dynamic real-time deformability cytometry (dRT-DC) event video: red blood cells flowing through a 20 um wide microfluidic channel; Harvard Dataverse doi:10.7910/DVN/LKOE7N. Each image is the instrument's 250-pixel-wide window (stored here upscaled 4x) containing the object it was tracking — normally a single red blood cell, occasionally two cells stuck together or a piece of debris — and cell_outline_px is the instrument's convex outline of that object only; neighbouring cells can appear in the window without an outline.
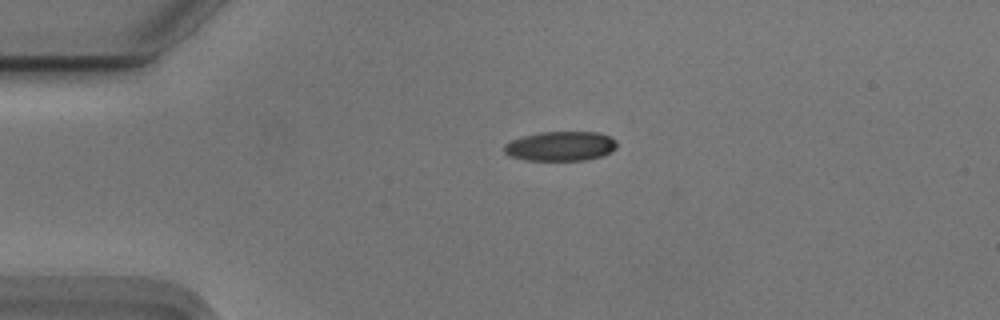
{"species": "Egyptian fruit bat (a non-hibernating species)", "species_latin": "Rousettus aegyptiacus", "temperature_condition": "cold", "stored_images_in_passage": 38, "camera_frame_rate_fps": 3000, "um_per_image_px": 0.085, "animal": {"sex": "male"}, "frame": {"image": 1, "passage_image": 1, "time_ms": 0.0, "image_size_px": [1000, 320], "cell_outline_px": [[616, 148], [612, 152], [600, 156], [584, 160], [528, 160], [508, 156], [504, 152], [504, 144], [512, 140], [524, 136], [540, 132], [596, 132], [608, 136], [616, 140]], "centroid_in_image_um": [47.64, 12.42], "position_along_channel_um": 37.4, "area_um2": 19.31}}
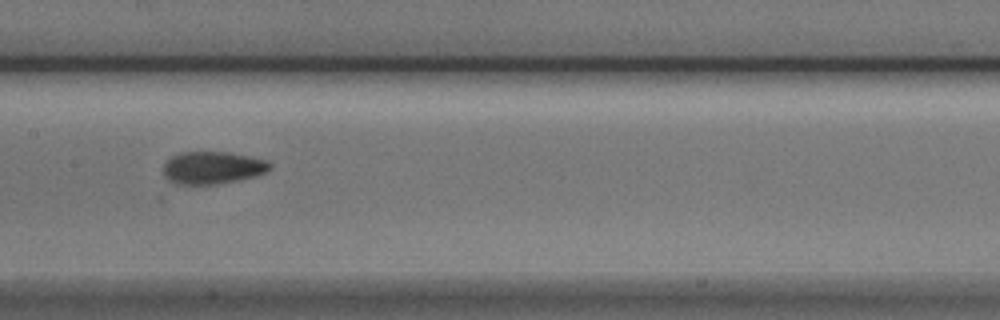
{"frame": {"image": 2, "passage_image": 16, "time_ms": 5.0, "image_size_px": [1000, 320], "cell_outline_px": [[272, 168], [256, 176], [216, 184], [176, 184], [168, 180], [164, 176], [164, 164], [172, 156], [180, 152], [228, 152], [268, 160], [272, 164]], "centroid_in_image_um": [18.07, 14.25], "position_along_channel_um": 189.3, "area_um2": 20.11}}
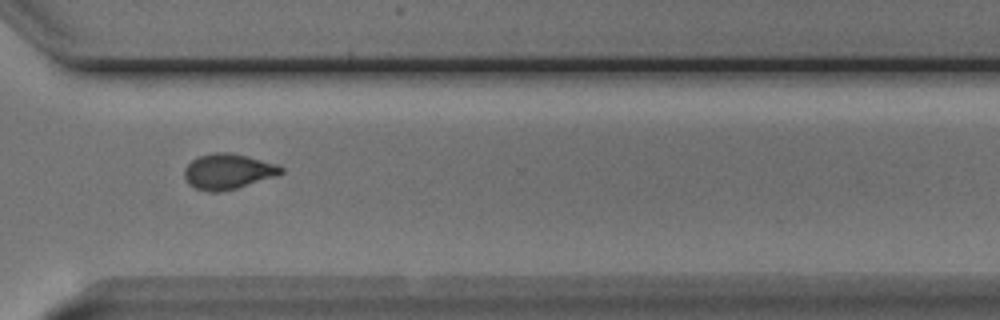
{"frame": {"image": 3, "passage_image": 29, "time_ms": 9.333, "image_size_px": [1000, 320], "cell_outline_px": [[284, 172], [276, 176], [236, 188], [220, 192], [208, 192], [196, 188], [188, 184], [184, 176], [184, 168], [192, 160], [200, 156], [212, 152], [232, 152], [248, 156], [276, 164], [284, 168]], "centroid_in_image_um": [19.37, 14.57], "position_along_channel_um": 351.2, "area_um2": 20.0}, "authors_computed_cell_mechanics": {"area_um2": 19.9699, "velocity_mm_per_s": 3.7374, "shape_relaxation_time_tau1_ms": 7.077, "shape_relaxation_time_tau2_ms": 2.0257, "deformation_change_tau1": 0.1519, "deformation_change_tau2": 0.0748}}